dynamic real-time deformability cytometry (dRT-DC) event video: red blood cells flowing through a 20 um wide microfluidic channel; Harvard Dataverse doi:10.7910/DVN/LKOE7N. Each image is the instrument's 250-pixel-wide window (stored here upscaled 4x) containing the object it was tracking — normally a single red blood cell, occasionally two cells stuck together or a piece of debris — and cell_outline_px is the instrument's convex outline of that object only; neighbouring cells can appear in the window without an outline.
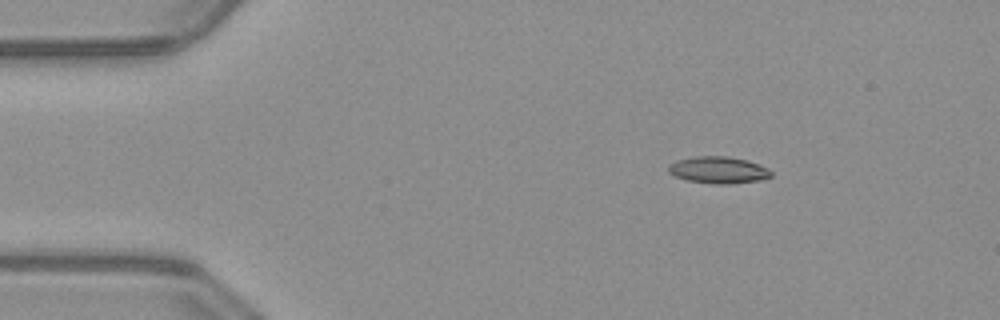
{"species": "common noctule bat (a hibernating species)", "species_latin": "Nyctalus noctula", "temperature_condition": "warm", "stored_images_in_passage": 50, "camera_frame_rate_fps": 3000, "um_per_image_px": 0.085, "animal": {"sex": "male", "body_mass_g": 23.1, "forearm_length_mm": 52.7}, "frame": {"image": 1, "passage_image": 7, "time_ms": 2.0, "image_size_px": [1000, 320], "cell_outline_px": [[772, 176], [756, 180], [724, 184], [716, 184], [688, 180], [676, 176], [668, 172], [668, 164], [676, 160], [696, 156], [728, 156], [748, 160], [768, 168], [772, 172]], "centroid_in_image_um": [61.04, 14.43], "position_along_channel_um": 24.0, "area_um2": 15.9}}
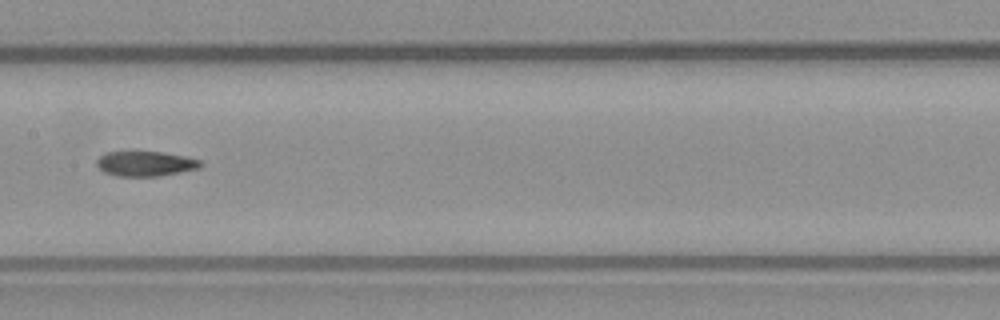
{"frame": {"image": 2, "passage_image": 25, "time_ms": 8.0, "image_size_px": [1000, 320], "cell_outline_px": [[204, 164], [200, 168], [160, 176], [116, 176], [104, 172], [96, 164], [96, 160], [100, 156], [108, 152], [136, 148], [184, 156], [200, 160]], "centroid_in_image_um": [12.33, 13.87], "position_along_channel_um": 195.1, "area_um2": 15.78}}
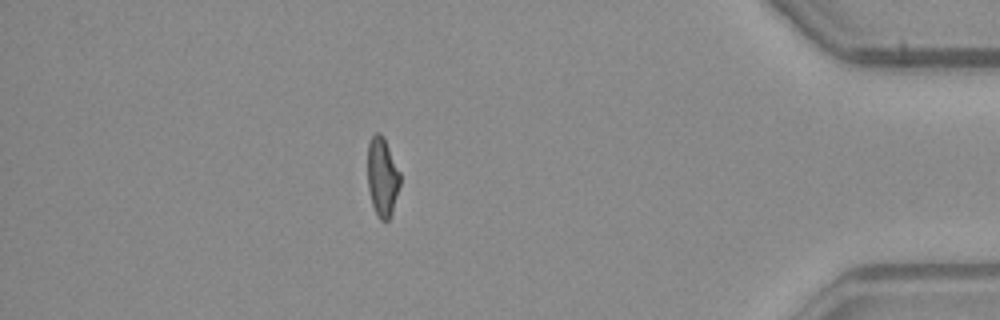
{"frame": {"image": 3, "passage_image": 44, "time_ms": 14.333, "image_size_px": [1000, 320], "cell_outline_px": [[400, 184], [392, 212], [388, 220], [380, 220], [376, 216], [372, 204], [368, 188], [368, 144], [372, 136], [376, 132], [380, 132], [384, 136], [400, 172]], "centroid_in_image_um": [32.49, 15.02], "position_along_channel_um": 402.7, "area_um2": 15.03}}